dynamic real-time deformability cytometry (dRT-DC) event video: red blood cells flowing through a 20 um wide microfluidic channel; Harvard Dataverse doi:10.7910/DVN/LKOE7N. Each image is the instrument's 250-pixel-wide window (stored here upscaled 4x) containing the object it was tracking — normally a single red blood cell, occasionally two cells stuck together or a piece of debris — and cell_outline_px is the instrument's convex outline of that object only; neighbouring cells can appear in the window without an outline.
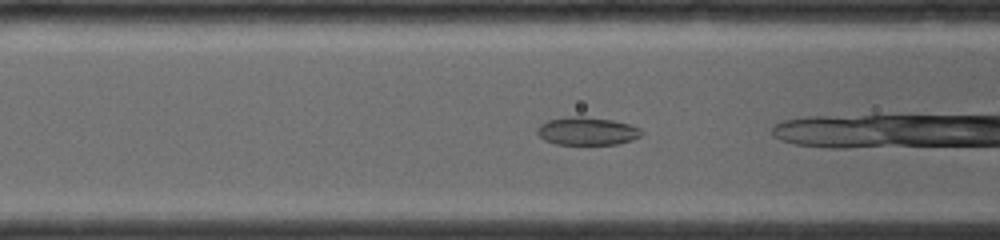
{"species": "common noctule bat (a hibernating species)", "species_latin": "Nyctalus noctula", "temperature_condition": "room temperature", "stored_images_in_passage": 44, "camera_frame_rate_fps": 4000, "um_per_image_px": 0.085, "animal": {"sex": "female", "body_mass_g": 19.0, "forearm_length_mm": 56.7}, "frame": {"image": 1, "passage_image": 7, "time_ms": 1.25, "image_size_px": [1000, 240], "cell_outline_px": [[644, 132], [640, 136], [632, 140], [616, 144], [556, 144], [544, 140], [536, 132], [536, 128], [540, 124], [548, 120], [568, 116], [584, 116], [612, 120], [628, 124], [640, 128]], "centroid_in_image_um": [49.88, 11.14], "position_along_channel_um": 116.7, "area_um2": 17.05}}
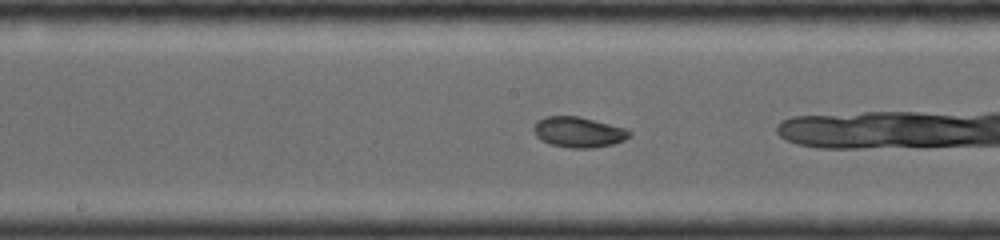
{"frame": {"image": 2, "passage_image": 12, "time_ms": 3.25, "image_size_px": [1000, 240], "cell_outline_px": [[632, 136], [624, 140], [612, 144], [592, 148], [568, 148], [552, 144], [540, 140], [536, 136], [532, 128], [536, 120], [544, 116], [580, 116], [628, 128], [632, 132]], "centroid_in_image_um": [49.18, 11.21], "position_along_channel_um": 199.0, "area_um2": 17.4}}
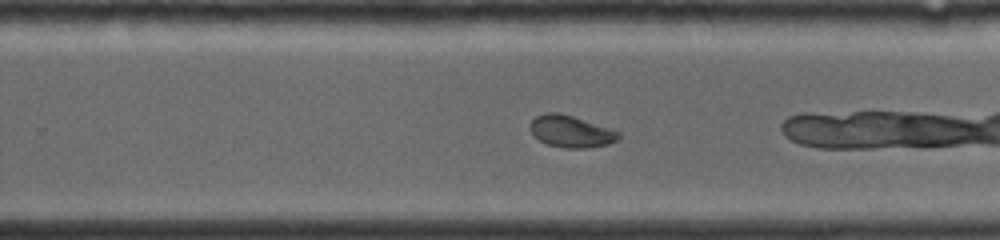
{"frame": {"image": 3, "passage_image": 17, "time_ms": 5.25, "image_size_px": [1000, 240], "cell_outline_px": [[620, 136], [616, 140], [608, 144], [584, 148], [564, 148], [548, 144], [540, 140], [528, 128], [528, 124], [536, 116], [544, 112], [560, 112], [620, 132]], "centroid_in_image_um": [48.48, 11.16], "position_along_channel_um": 281.3, "area_um2": 16.24}, "authors_computed_cell_mechanics": {"area_um2": 17.5134, "velocity_mm_per_s": 4.1438, "shape_relaxation_time_tau1_ms": 10.1897, "shape_relaxation_time_tau2_ms": 1.875, "deformation_change_tau1": 0.2293, "deformation_change_tau2": 0.0536}}